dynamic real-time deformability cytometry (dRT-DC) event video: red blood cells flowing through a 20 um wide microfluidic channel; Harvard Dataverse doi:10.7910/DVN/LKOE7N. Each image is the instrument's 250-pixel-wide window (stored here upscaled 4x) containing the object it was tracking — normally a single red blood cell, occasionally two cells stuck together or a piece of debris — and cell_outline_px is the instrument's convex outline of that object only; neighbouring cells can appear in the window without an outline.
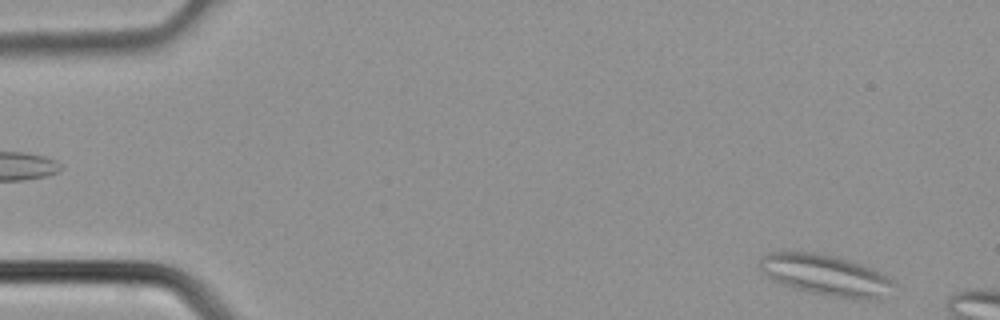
{"species": "common noctule bat (a hibernating species)", "species_latin": "Nyctalus noctula", "temperature_condition": "cold", "stored_images_in_passage": 11, "camera_frame_rate_fps": 3000, "um_per_image_px": 0.085, "animal": {"sex": "male", "body_mass_g": 21.5, "forearm_length_mm": 52.0}, "frame": {"image": 1, "passage_image": 1, "time_ms": 0.0, "image_size_px": [1000, 320], "cell_outline_px": [[896, 284], [892, 296], [880, 300], [868, 300], [832, 296], [812, 292], [780, 284], [768, 276], [756, 264], [768, 252], [816, 252], [836, 256], [872, 268], [896, 280]], "centroid_in_image_um": [70.31, 23.4], "position_along_channel_um": 14.7, "area_um2": 32.37}}